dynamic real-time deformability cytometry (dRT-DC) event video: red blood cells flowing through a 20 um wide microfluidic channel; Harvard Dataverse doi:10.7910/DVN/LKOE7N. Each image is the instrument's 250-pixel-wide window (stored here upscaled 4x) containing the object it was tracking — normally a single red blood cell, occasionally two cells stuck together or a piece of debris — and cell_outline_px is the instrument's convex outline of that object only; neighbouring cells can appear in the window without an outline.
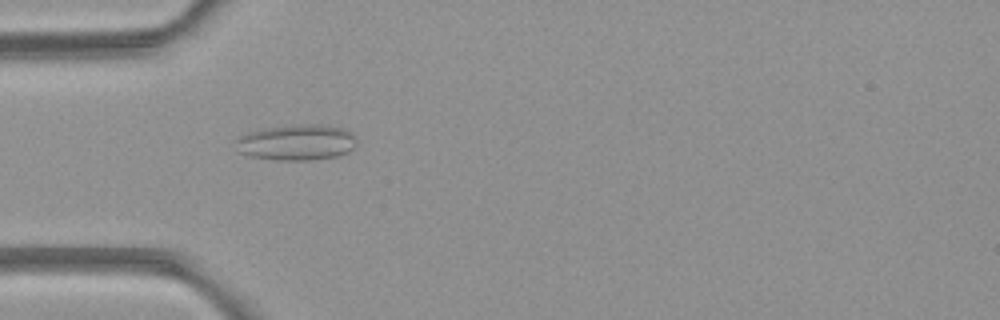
{"species": "common noctule bat (a hibernating species)", "species_latin": "Nyctalus noctula", "temperature_condition": "room temperature", "stored_images_in_passage": 5, "camera_frame_rate_fps": 3000, "um_per_image_px": 0.085, "animal": {"sex": "female", "body_mass_g": 21.9}, "frame": {"image": 1, "passage_image": 4, "time_ms": 4.333, "image_size_px": [1000, 320], "cell_outline_px": [[356, 144], [348, 152], [340, 156], [312, 160], [276, 160], [248, 156], [236, 152], [236, 140], [240, 136], [248, 132], [264, 128], [292, 124], [324, 124], [344, 128], [352, 132], [356, 140]], "centroid_in_image_um": [25.21, 12.1], "position_along_channel_um": 59.8, "area_um2": 25.78}}
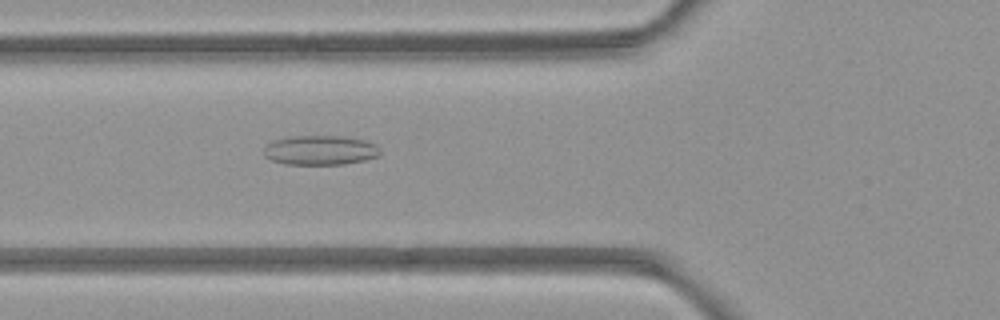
{"frame": {"image": 2, "passage_image": 5, "time_ms": 5.333, "image_size_px": [1000, 320], "cell_outline_px": [[380, 156], [364, 160], [344, 164], [284, 164], [272, 160], [264, 156], [264, 148], [272, 140], [292, 136], [348, 136], [364, 140], [376, 144], [380, 148]], "centroid_in_image_um": [27.24, 12.76], "position_along_channel_um": 98.6, "area_um2": 20.17}}